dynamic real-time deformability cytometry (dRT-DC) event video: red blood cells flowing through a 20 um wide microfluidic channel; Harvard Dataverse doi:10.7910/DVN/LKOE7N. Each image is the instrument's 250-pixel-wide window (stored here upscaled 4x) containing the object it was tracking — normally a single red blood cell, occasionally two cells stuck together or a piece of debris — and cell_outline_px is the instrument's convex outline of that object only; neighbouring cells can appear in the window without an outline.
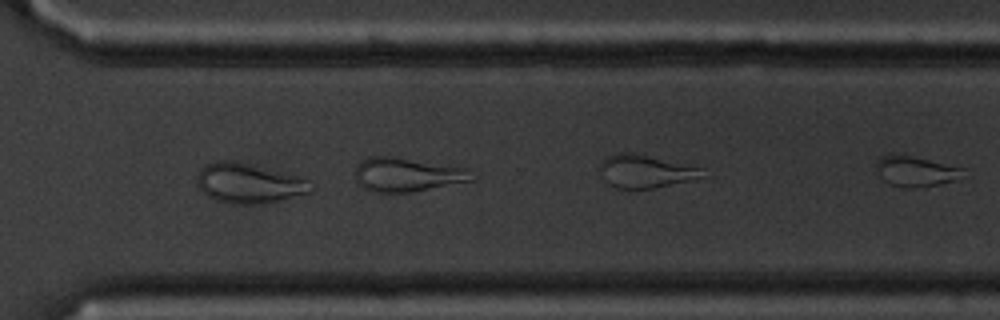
{"species": "common noctule bat (a hibernating species)", "species_latin": "Nyctalus noctula", "temperature_condition": "cold", "stored_images_in_passage": 24, "segment_of_instrument_passage": [2, 2], "camera_frame_rate_fps": 3000, "um_per_image_px": 0.085, "animal": {"sex": "male", "body_mass_g": 20.1, "forearm_length_mm": 53.5}, "frame": {"image": 1, "passage_image": 21, "time_ms": 6.667, "image_size_px": [1000, 320], "cell_outline_px": [[316, 188], [312, 192], [276, 200], [256, 204], [232, 204], [216, 200], [208, 196], [200, 188], [196, 176], [200, 168], [204, 164], [216, 160], [232, 160], [304, 176], [312, 180]], "centroid_in_image_um": [21.21, 15.55], "position_along_channel_um": 349.4, "area_um2": 26.88}}